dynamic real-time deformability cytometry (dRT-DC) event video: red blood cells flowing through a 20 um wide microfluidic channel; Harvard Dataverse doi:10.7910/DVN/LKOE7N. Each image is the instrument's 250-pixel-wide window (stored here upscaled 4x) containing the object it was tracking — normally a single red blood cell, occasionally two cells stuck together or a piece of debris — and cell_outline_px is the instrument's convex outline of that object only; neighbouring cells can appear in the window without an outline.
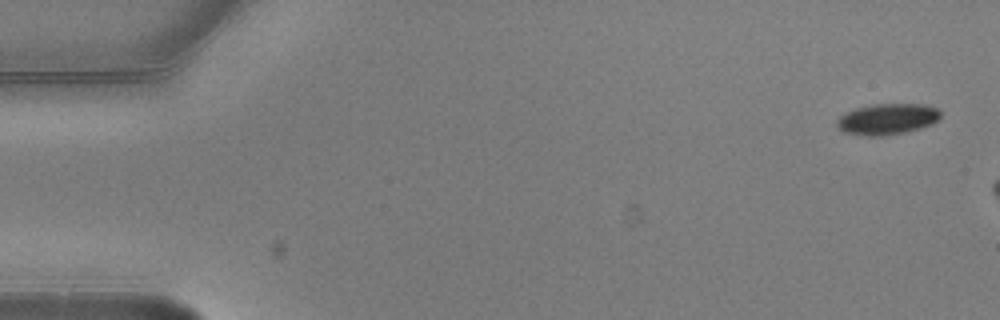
{"species": "common noctule bat (a hibernating species)", "species_latin": "Nyctalus noctula", "temperature_condition": "warm", "stored_images_in_passage": 2, "camera_frame_rate_fps": 3000, "um_per_image_px": 0.085, "animal": {"sex": "male", "body_mass_g": 20.5, "forearm_length_mm": 52.5}, "frame": {"image": 1, "passage_image": 1, "time_ms": 0.0, "image_size_px": [1000, 320], "cell_outline_px": [[940, 120], [932, 124], [920, 128], [904, 132], [880, 136], [868, 136], [844, 132], [836, 128], [836, 120], [840, 116], [856, 108], [872, 104], [924, 104], [940, 108]], "centroid_in_image_um": [75.44, 10.11], "position_along_channel_um": 9.6, "area_um2": 18.84}}